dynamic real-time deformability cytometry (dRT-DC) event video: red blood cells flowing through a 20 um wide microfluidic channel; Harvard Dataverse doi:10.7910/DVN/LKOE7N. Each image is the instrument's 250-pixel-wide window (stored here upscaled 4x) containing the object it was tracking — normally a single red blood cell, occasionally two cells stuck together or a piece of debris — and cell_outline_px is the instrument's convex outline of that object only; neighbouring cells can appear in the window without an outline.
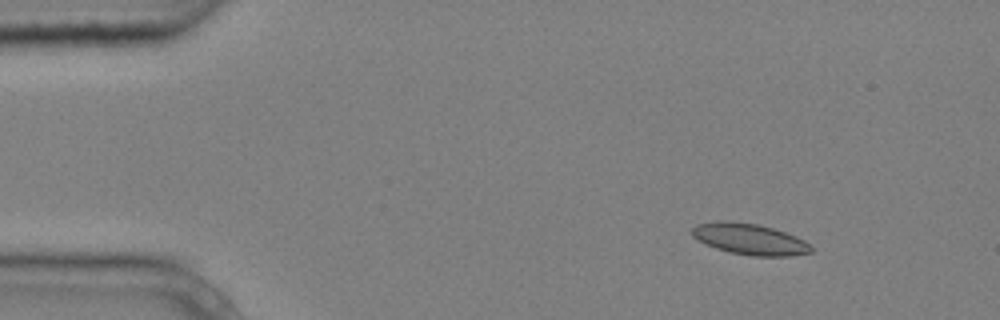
{"species": "common noctule bat (a hibernating species)", "species_latin": "Nyctalus noctula", "temperature_condition": "cold", "stored_images_in_passage": 7, "camera_frame_rate_fps": 3000, "um_per_image_px": 0.085, "animal": {"sex": "male", "body_mass_g": 20.4}, "frame": {"image": 1, "passage_image": 2, "time_ms": 0.333, "image_size_px": [1000, 320], "cell_outline_px": [[812, 252], [792, 256], [752, 256], [728, 252], [704, 244], [692, 236], [692, 228], [696, 224], [716, 220], [724, 220], [756, 224], [772, 228], [796, 236], [804, 240], [812, 248]], "centroid_in_image_um": [63.68, 20.33], "position_along_channel_um": 21.3, "area_um2": 21.68}}
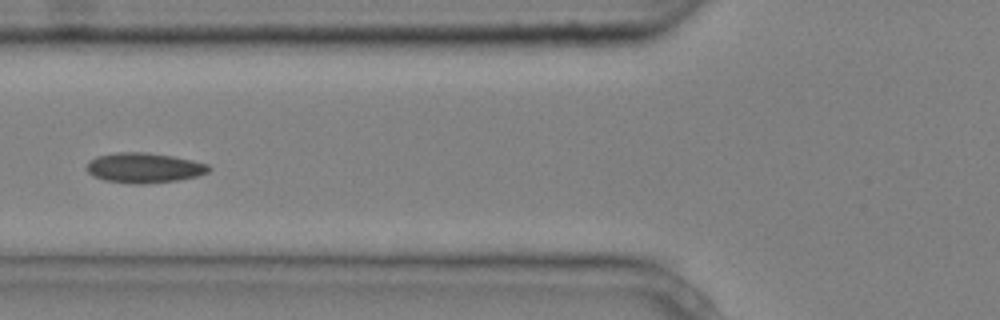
{"frame": {"image": 2, "passage_image": 6, "time_ms": 1.667, "image_size_px": [1000, 320], "cell_outline_px": [[212, 168], [208, 172], [196, 176], [176, 180], [140, 184], [132, 184], [104, 180], [92, 176], [84, 168], [88, 160], [96, 156], [116, 152], [144, 152], [172, 156], [192, 160], [208, 164]], "centroid_in_image_um": [12.18, 14.26], "position_along_channel_um": 113.6, "area_um2": 21.5}}